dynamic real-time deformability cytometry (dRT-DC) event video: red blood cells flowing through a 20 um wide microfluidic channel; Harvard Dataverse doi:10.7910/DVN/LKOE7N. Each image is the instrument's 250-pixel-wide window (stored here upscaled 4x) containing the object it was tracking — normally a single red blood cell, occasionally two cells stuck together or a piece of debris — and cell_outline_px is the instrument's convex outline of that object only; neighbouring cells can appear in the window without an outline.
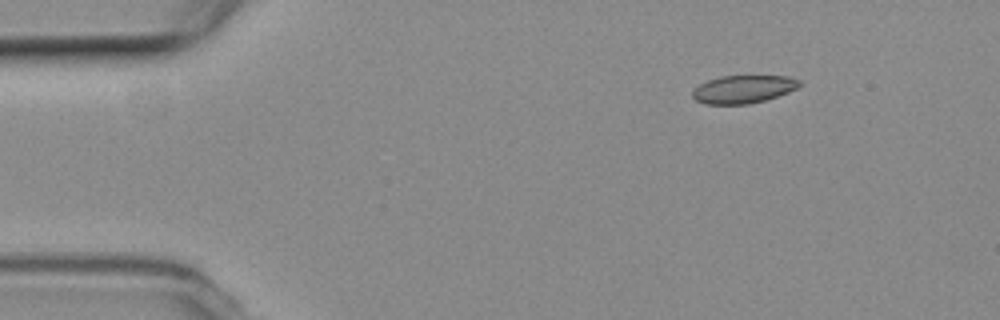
{"species": "common noctule bat (a hibernating species)", "species_latin": "Nyctalus noctula", "temperature_condition": "room temperature", "stored_images_in_passage": 49, "camera_frame_rate_fps": 3000, "um_per_image_px": 0.085, "animal": {"sex": "female", "body_mass_g": 19.3, "forearm_length_mm": 54.1}, "frame": {"image": 1, "passage_image": 1, "time_ms": 0.0, "image_size_px": [1000, 320], "cell_outline_px": [[800, 84], [796, 88], [788, 92], [764, 100], [748, 104], [704, 104], [696, 100], [692, 96], [692, 92], [700, 84], [708, 80], [720, 76], [788, 76], [800, 80]], "centroid_in_image_um": [63.16, 7.58], "position_along_channel_um": 21.8, "area_um2": 17.22}}
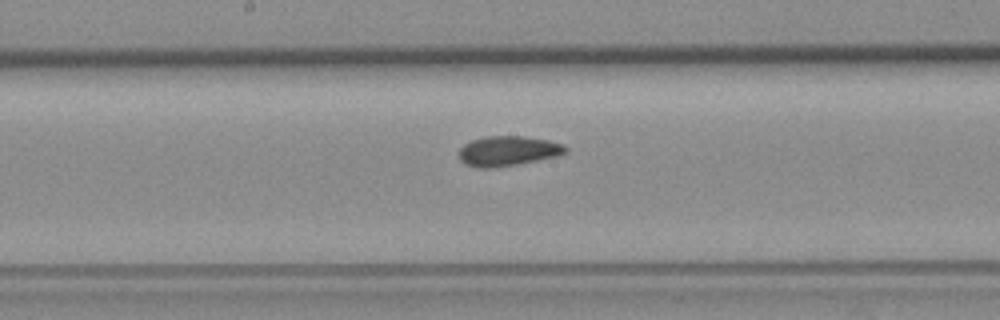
{"frame": {"image": 2, "passage_image": 22, "time_ms": 7.0, "image_size_px": [1000, 320], "cell_outline_px": [[568, 152], [556, 156], [516, 164], [492, 168], [480, 168], [464, 164], [460, 160], [460, 148], [464, 144], [472, 140], [484, 136], [524, 136], [548, 140], [564, 144], [568, 148]], "centroid_in_image_um": [43.18, 12.82], "position_along_channel_um": 205.0, "area_um2": 18.55}}
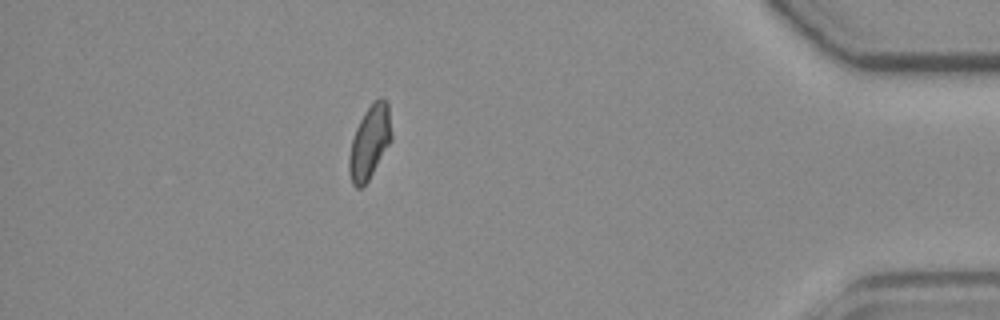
{"frame": {"image": 3, "passage_image": 42, "time_ms": 13.667, "image_size_px": [1000, 320], "cell_outline_px": [[392, 140], [368, 180], [360, 188], [356, 188], [352, 184], [348, 172], [348, 156], [352, 140], [356, 128], [364, 112], [372, 100], [380, 96], [388, 104], [392, 136]], "centroid_in_image_um": [31.41, 12.06], "position_along_channel_um": 403.8, "area_um2": 18.21}, "authors_computed_cell_mechanics": {"area_um2": 18.0914, "velocity_mm_per_s": 3.7453, "shape_relaxation_time_tau1_ms": 10.0616, "shape_relaxation_time_tau2_ms": 2.5487, "deformation_change_tau1": 0.1706, "deformation_change_tau2": 0.0645}}